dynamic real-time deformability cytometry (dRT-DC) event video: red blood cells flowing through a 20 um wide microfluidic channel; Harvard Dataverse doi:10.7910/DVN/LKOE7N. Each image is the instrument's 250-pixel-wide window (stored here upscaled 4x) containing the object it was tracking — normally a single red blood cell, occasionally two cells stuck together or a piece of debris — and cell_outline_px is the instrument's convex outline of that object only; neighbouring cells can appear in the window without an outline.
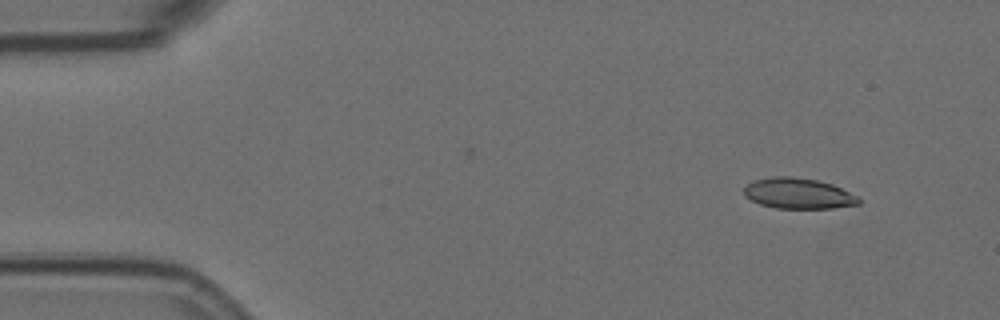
{"species": "Egyptian fruit bat (a non-hibernating species)", "species_latin": "Rousettus aegyptiacus", "temperature_condition": "room temperature", "stored_images_in_passage": 2, "camera_frame_rate_fps": 3000, "um_per_image_px": 0.085, "animal": {"sex": "female"}, "frame": {"image": 1, "passage_image": 2, "time_ms": 0.333, "image_size_px": [1000, 320], "cell_outline_px": [[860, 204], [832, 208], [776, 208], [760, 204], [744, 196], [744, 188], [752, 180], [772, 176], [792, 176], [816, 180], [832, 184], [860, 196]], "centroid_in_image_um": [67.86, 16.43], "position_along_channel_um": 17.1, "area_um2": 20.63}}